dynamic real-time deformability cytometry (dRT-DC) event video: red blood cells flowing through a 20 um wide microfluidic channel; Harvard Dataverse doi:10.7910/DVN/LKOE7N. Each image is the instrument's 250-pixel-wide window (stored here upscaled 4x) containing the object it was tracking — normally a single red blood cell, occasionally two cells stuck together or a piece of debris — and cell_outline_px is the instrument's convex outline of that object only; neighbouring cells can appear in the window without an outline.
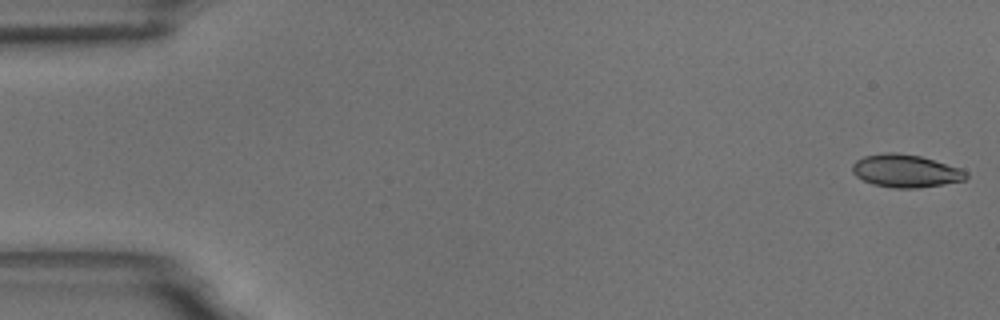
{"species": "common noctule bat (a hibernating species)", "species_latin": "Nyctalus noctula", "temperature_condition": "room temperature", "stored_images_in_passage": 56, "camera_frame_rate_fps": 3000, "um_per_image_px": 0.085, "animal": {"sex": "male", "body_mass_g": 18.8}, "frame": {"image": 1, "passage_image": 1, "time_ms": 0.0, "image_size_px": [1000, 320], "cell_outline_px": [[968, 176], [964, 180], [944, 184], [920, 188], [892, 188], [872, 184], [856, 176], [852, 172], [852, 164], [856, 160], [864, 156], [884, 152], [896, 152], [920, 156], [960, 168], [968, 172]], "centroid_in_image_um": [76.96, 14.53], "position_along_channel_um": 8.0, "area_um2": 21.85}}
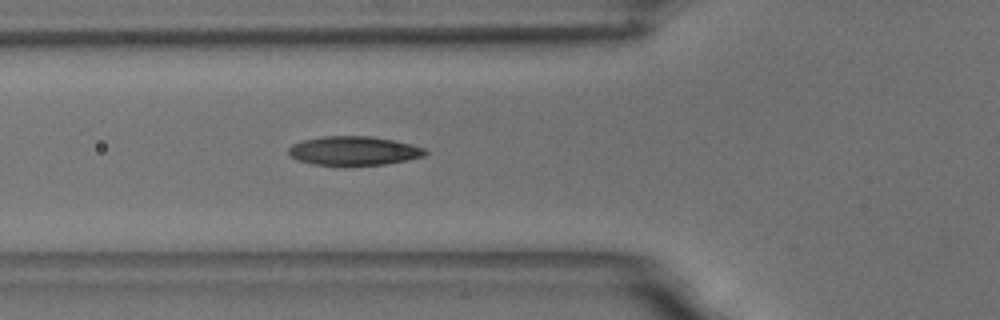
{"frame": {"image": 2, "passage_image": 20, "time_ms": 6.333, "image_size_px": [1000, 320], "cell_outline_px": [[428, 152], [424, 156], [384, 164], [312, 164], [296, 160], [288, 156], [288, 148], [292, 144], [300, 140], [324, 136], [372, 136], [412, 144], [424, 148]], "centroid_in_image_um": [30.01, 12.79], "position_along_channel_um": 95.8, "area_um2": 22.89}}
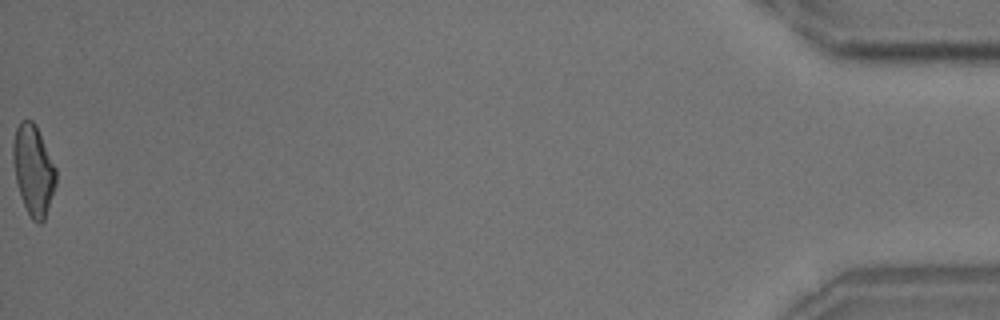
{"frame": {"image": 3, "passage_image": 56, "time_ms": 18.333, "image_size_px": [1000, 320], "cell_outline_px": [[56, 184], [44, 220], [40, 224], [36, 224], [32, 220], [20, 196], [16, 180], [12, 156], [12, 144], [16, 128], [20, 120], [32, 120], [36, 124], [56, 168]], "centroid_in_image_um": [2.83, 14.44], "position_along_channel_um": 432.4, "area_um2": 22.6}, "authors_computed_cell_mechanics": {"area_um2": 22.3686, "velocity_mm_per_s": 3.6308, "shape_relaxation_time_tau1_ms": 6.0624, "shape_relaxation_time_tau2_ms": 2.0983, "deformation_change_tau1": 0.1879, "deformation_change_tau2": 0.0859}}